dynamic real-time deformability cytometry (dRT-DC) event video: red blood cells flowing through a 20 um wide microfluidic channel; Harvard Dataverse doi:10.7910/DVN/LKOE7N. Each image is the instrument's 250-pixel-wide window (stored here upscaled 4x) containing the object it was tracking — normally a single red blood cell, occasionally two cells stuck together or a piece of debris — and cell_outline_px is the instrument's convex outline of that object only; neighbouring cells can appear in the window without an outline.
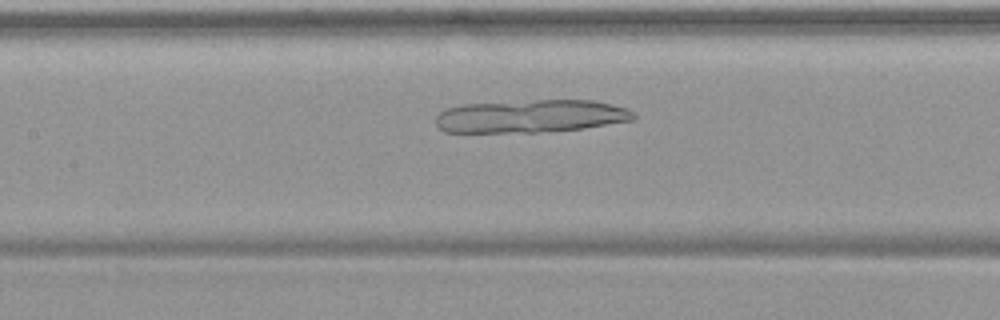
{"species": "common noctule bat (a hibernating species)", "species_latin": "Nyctalus noctula", "temperature_condition": "warm", "stored_images_in_passage": 48, "camera_frame_rate_fps": 3000, "um_per_image_px": 0.085, "animal": {"sex": "female", "body_mass_g": 19.9}, "frame": {"image": 1, "passage_image": 20, "time_ms": 6.333, "image_size_px": [1000, 320], "cell_outline_px": [[636, 116], [632, 120], [584, 128], [540, 132], [444, 132], [436, 124], [436, 116], [440, 112], [448, 108], [460, 104], [536, 100], [592, 100], [628, 108], [636, 112]], "centroid_in_image_um": [45.12, 9.87], "position_along_channel_um": 162.3, "area_um2": 37.97}}
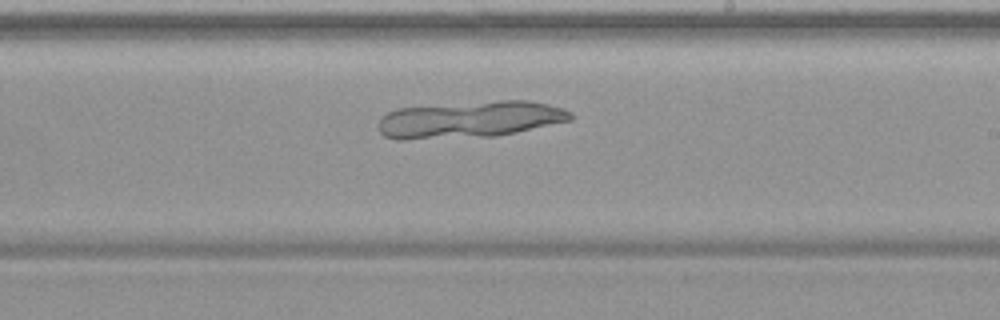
{"frame": {"image": 2, "passage_image": 27, "time_ms": 8.667, "image_size_px": [1000, 320], "cell_outline_px": [[572, 120], [516, 132], [496, 136], [404, 140], [396, 140], [384, 136], [380, 132], [380, 120], [388, 112], [396, 108], [500, 100], [528, 100], [548, 104], [564, 108], [572, 112]], "centroid_in_image_um": [39.95, 10.16], "position_along_channel_um": 249.0, "area_um2": 41.21}}
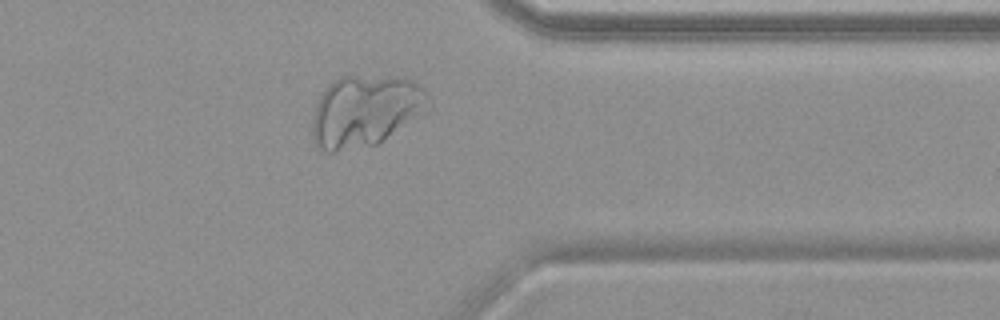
{"frame": {"image": 3, "passage_image": 38, "time_ms": 12.333, "image_size_px": [1000, 320], "cell_outline_px": [[432, 108], [428, 112], [376, 144], [336, 152], [324, 152], [316, 148], [312, 140], [312, 120], [316, 100], [320, 92], [332, 80], [340, 76], [404, 76], [412, 80], [424, 88], [428, 92], [432, 104]], "centroid_in_image_um": [31.07, 9.41], "position_along_channel_um": 380.3, "area_um2": 49.77}}